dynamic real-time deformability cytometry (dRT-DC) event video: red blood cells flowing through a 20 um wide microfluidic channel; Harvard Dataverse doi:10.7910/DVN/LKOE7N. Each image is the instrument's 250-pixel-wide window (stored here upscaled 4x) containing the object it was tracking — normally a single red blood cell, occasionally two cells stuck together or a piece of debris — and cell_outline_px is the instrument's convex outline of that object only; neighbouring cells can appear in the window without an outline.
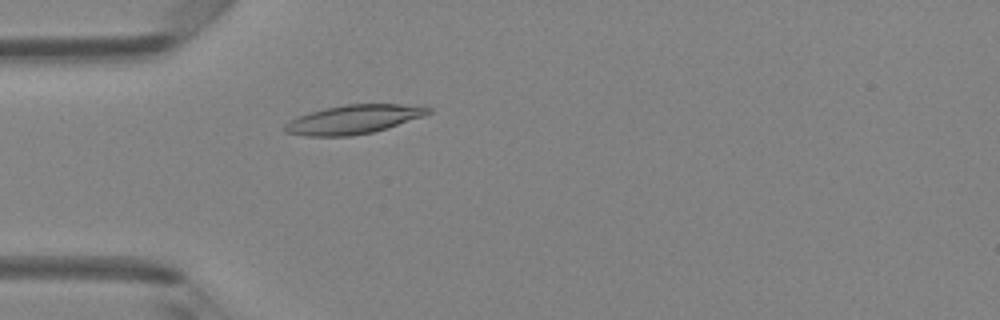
{"species": "Egyptian fruit bat (a non-hibernating species)", "species_latin": "Rousettus aegyptiacus", "temperature_condition": "room temperature", "stored_images_in_passage": 36, "camera_frame_rate_fps": 3000, "um_per_image_px": 0.085, "animal": {"sex": "female"}, "frame": {"image": 1, "passage_image": 2, "time_ms": 0.333, "image_size_px": [1000, 320], "cell_outline_px": [[432, 112], [424, 116], [372, 132], [352, 136], [304, 136], [284, 132], [284, 124], [308, 112], [324, 108], [344, 104], [400, 104], [432, 108]], "centroid_in_image_um": [30.02, 10.15], "position_along_channel_um": 55.0, "area_um2": 23.99}}
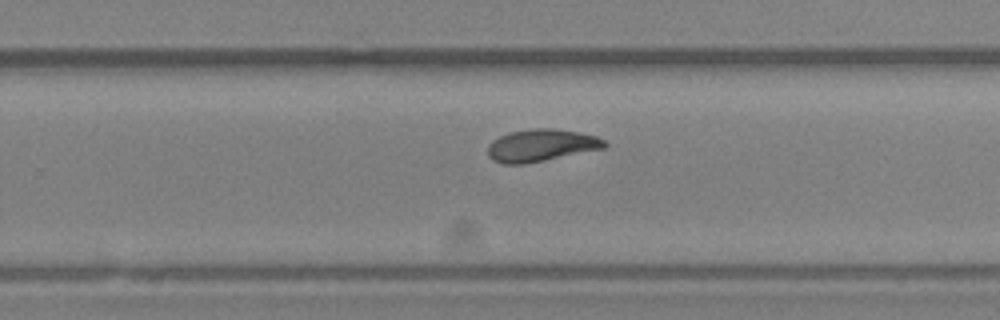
{"frame": {"image": 2, "passage_image": 19, "time_ms": 6.0, "image_size_px": [1000, 320], "cell_outline_px": [[608, 144], [604, 148], [524, 164], [504, 164], [492, 160], [488, 156], [488, 144], [492, 140], [508, 132], [532, 128], [552, 128], [580, 132], [596, 136], [604, 140]], "centroid_in_image_um": [45.97, 12.34], "position_along_channel_um": 283.8, "area_um2": 21.96}}
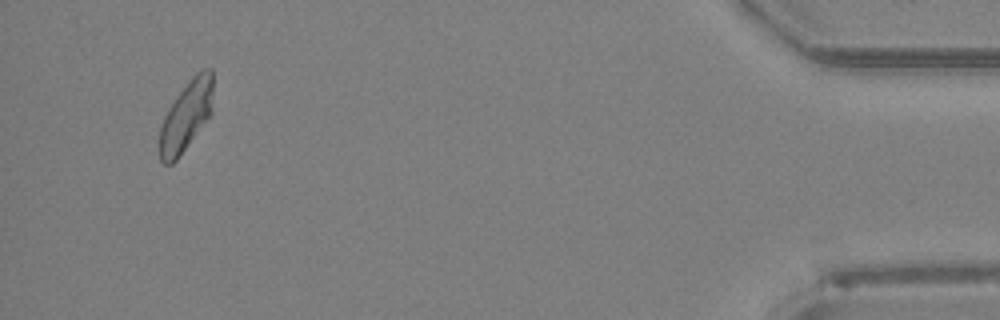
{"frame": {"image": 3, "passage_image": 34, "time_ms": 11.0, "image_size_px": [1000, 320], "cell_outline_px": [[212, 112], [176, 160], [172, 164], [164, 164], [160, 160], [160, 128], [164, 116], [168, 108], [176, 96], [192, 76], [196, 72], [204, 68], [212, 68]], "centroid_in_image_um": [15.82, 9.82], "position_along_channel_um": 419.4, "area_um2": 21.5}, "authors_computed_cell_mechanics": {"area_um2": 21.7039, "velocity_mm_per_s": 4.1782, "shape_relaxation_time_tau1_ms": 5.181, "shape_relaxation_time_tau2_ms": 3.6062, "deformation_change_tau1": 0.1745, "deformation_change_tau2": 0.0915}}